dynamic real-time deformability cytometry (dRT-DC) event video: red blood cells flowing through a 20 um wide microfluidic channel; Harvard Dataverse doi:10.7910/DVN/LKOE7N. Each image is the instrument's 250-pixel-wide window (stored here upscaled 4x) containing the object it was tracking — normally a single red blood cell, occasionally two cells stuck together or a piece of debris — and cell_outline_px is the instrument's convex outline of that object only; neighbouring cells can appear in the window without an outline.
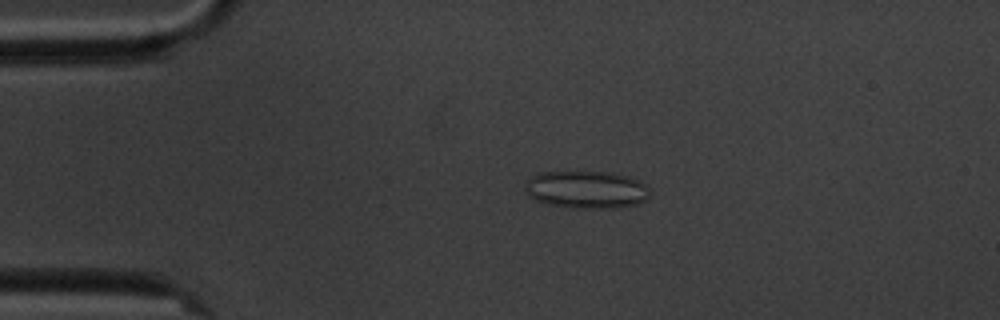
{"species": "common noctule bat (a hibernating species)", "species_latin": "Nyctalus noctula", "temperature_condition": "cold", "stored_images_in_passage": 4, "camera_frame_rate_fps": 3000, "um_per_image_px": 0.085, "animal": {"sex": "male", "body_mass_g": 20.1, "forearm_length_mm": 53.5}, "frame": {"image": 1, "passage_image": 2, "time_ms": 1.0, "image_size_px": [1000, 320], "cell_outline_px": [[652, 192], [644, 200], [636, 204], [620, 208], [572, 208], [548, 204], [536, 200], [528, 196], [524, 188], [528, 180], [536, 172], [612, 172], [632, 176], [644, 184]], "centroid_in_image_um": [49.86, 16.11], "position_along_channel_um": 35.1, "area_um2": 27.63}}
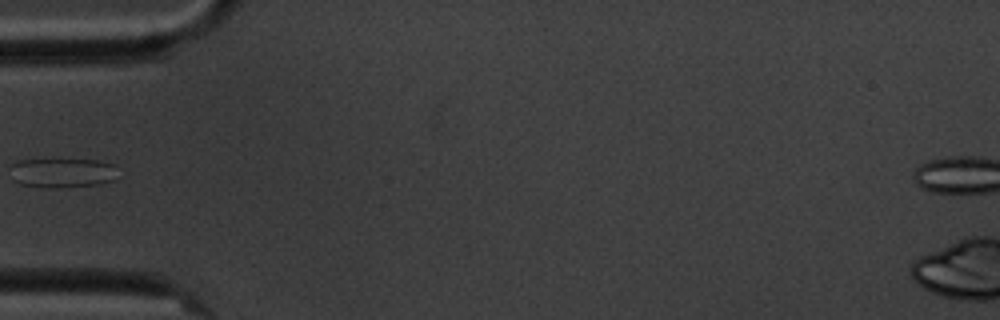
{"frame": {"image": 2, "passage_image": 4, "time_ms": 3.333, "image_size_px": [1000, 320], "cell_outline_px": [[124, 176], [116, 180], [100, 184], [60, 188], [44, 188], [20, 184], [12, 180], [12, 164], [20, 160], [52, 156], [60, 156], [96, 160], [116, 164]], "centroid_in_image_um": [5.42, 14.64], "position_along_channel_um": 79.6, "area_um2": 20.35}}